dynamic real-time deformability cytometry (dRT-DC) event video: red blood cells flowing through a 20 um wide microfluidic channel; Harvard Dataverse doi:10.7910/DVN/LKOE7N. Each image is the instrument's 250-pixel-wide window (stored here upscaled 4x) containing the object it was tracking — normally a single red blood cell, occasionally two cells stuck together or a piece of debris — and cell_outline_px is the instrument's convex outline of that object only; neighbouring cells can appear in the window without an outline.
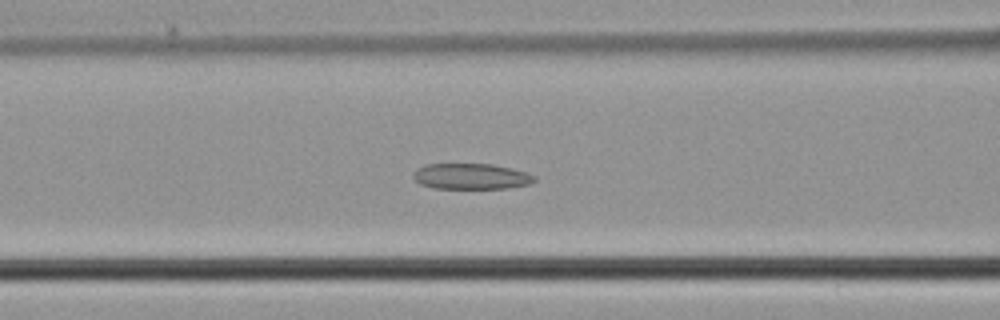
{"species": "common noctule bat (a hibernating species)", "species_latin": "Nyctalus noctula", "temperature_condition": "cold", "stored_images_in_passage": 37, "camera_frame_rate_fps": 3000, "um_per_image_px": 0.085, "animal": {"sex": "male", "body_mass_g": 21.5, "forearm_length_mm": 52.0}, "frame": {"image": 1, "passage_image": 15, "time_ms": 4.667, "image_size_px": [1000, 320], "cell_outline_px": [[536, 180], [532, 184], [508, 188], [432, 188], [420, 184], [412, 176], [416, 168], [424, 164], [492, 164], [512, 168], [528, 172], [536, 176]], "centroid_in_image_um": [40.07, 14.99], "position_along_channel_um": 126.5, "area_um2": 18.44}}
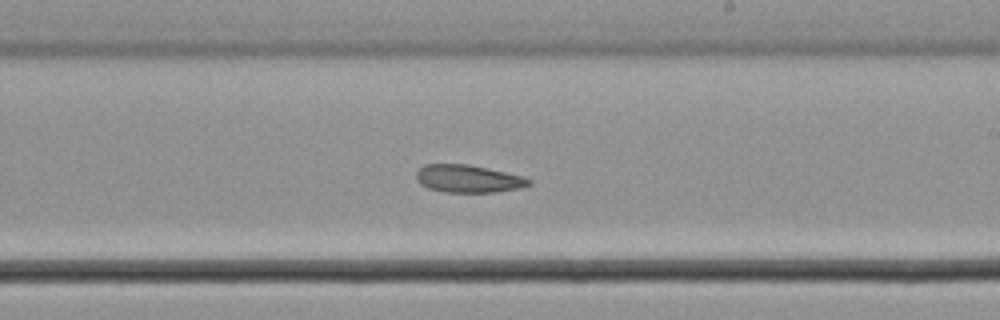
{"frame": {"image": 2, "passage_image": 24, "time_ms": 7.667, "image_size_px": [1000, 320], "cell_outline_px": [[532, 184], [520, 188], [496, 192], [444, 192], [428, 188], [420, 184], [416, 180], [416, 172], [424, 164], [468, 164], [524, 176], [532, 180]], "centroid_in_image_um": [39.8, 15.19], "position_along_channel_um": 249.2, "area_um2": 18.26}}
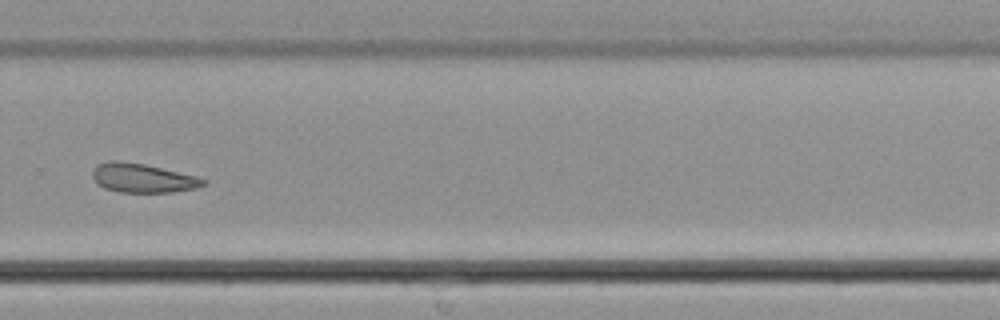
{"frame": {"image": 3, "passage_image": 29, "time_ms": 9.333, "image_size_px": [1000, 320], "cell_outline_px": [[208, 184], [196, 188], [172, 192], [120, 192], [104, 188], [92, 176], [92, 168], [96, 164], [108, 160], [120, 160], [144, 164], [196, 176], [208, 180]], "centroid_in_image_um": [12.13, 15.12], "position_along_channel_um": 317.7, "area_um2": 18.84}}